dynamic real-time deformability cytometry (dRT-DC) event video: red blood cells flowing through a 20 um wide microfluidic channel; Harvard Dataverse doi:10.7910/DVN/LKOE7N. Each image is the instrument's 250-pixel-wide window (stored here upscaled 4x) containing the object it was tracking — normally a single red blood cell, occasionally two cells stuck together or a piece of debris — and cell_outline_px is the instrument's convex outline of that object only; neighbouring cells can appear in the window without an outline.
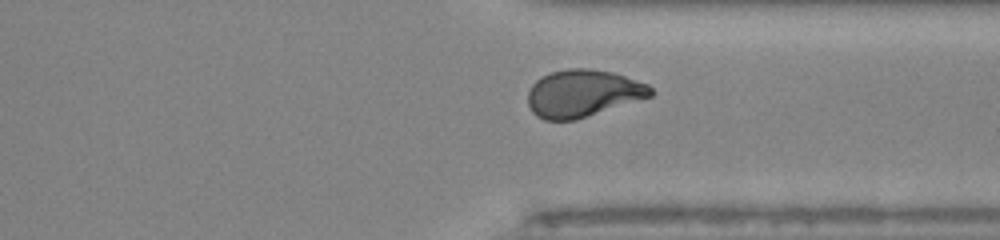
{"species": "human", "species_latin": "Homo sapiens", "temperature_condition": "room temperature", "stored_images_in_passage": 35, "camera_frame_rate_fps": 3000, "um_per_image_px": 0.085, "donor": {"sex": "male"}, "frame": {"image": 1, "passage_image": 33, "time_ms": 10.667, "image_size_px": [1000, 240], "cell_outline_px": [[656, 92], [652, 96], [576, 120], [544, 120], [536, 116], [532, 112], [528, 104], [528, 92], [532, 84], [536, 80], [552, 72], [568, 68], [588, 68], [612, 72], [648, 84]], "centroid_in_image_um": [49.55, 7.94], "position_along_channel_um": 361.8, "area_um2": 33.87}}